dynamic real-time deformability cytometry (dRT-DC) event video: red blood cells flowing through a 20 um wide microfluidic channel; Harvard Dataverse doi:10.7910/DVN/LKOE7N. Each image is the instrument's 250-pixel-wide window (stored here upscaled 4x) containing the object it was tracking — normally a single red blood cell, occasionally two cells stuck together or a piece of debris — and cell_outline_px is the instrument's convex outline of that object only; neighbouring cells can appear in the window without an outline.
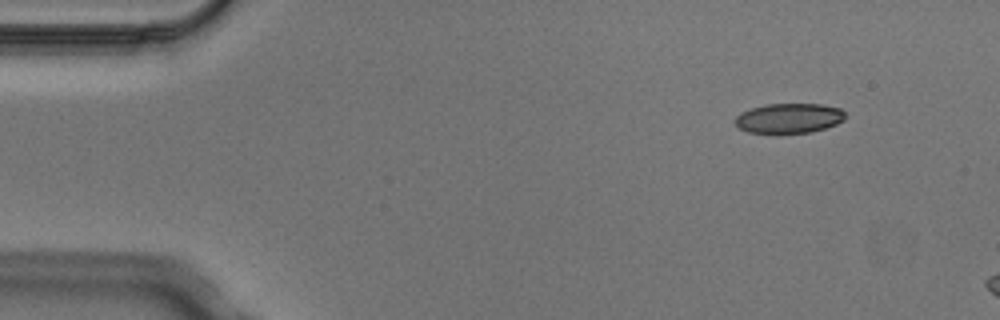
{"species": "Egyptian fruit bat (a non-hibernating species)", "species_latin": "Rousettus aegyptiacus", "temperature_condition": "cold", "stored_images_in_passage": 3, "camera_frame_rate_fps": 3000, "um_per_image_px": 0.085, "animal": {"sex": "male"}, "frame": {"image": 1, "passage_image": 1, "time_ms": 0.0, "image_size_px": [1000, 320], "cell_outline_px": [[848, 116], [844, 120], [836, 124], [824, 128], [808, 132], [748, 132], [740, 128], [732, 120], [740, 112], [764, 104], [820, 104], [840, 108]], "centroid_in_image_um": [67.06, 10.03], "position_along_channel_um": 17.9, "area_um2": 19.02}}